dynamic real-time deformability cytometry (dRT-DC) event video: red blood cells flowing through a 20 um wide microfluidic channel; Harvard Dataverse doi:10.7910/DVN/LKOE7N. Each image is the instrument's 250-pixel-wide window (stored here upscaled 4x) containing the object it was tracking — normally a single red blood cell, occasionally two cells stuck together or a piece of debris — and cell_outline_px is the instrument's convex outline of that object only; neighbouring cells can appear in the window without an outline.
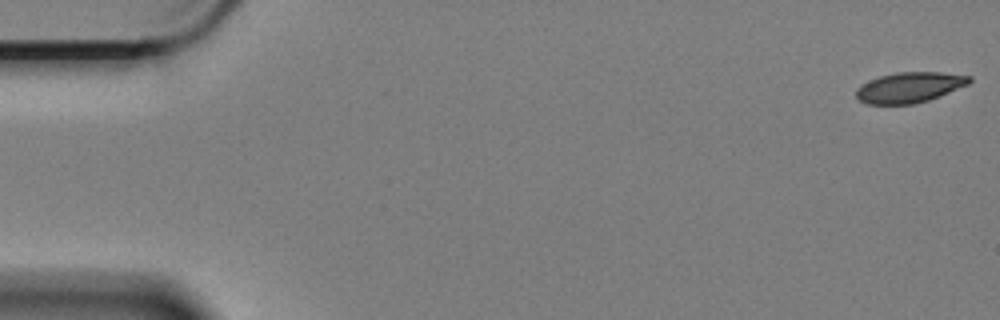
{"species": "Egyptian fruit bat (a non-hibernating species)", "species_latin": "Rousettus aegyptiacus", "temperature_condition": "cold", "stored_images_in_passage": 58, "camera_frame_rate_fps": 3000, "um_per_image_px": 0.085, "animal": {"sex": "female"}, "frame": {"image": 1, "passage_image": 1, "time_ms": 0.0, "image_size_px": [1000, 320], "cell_outline_px": [[972, 80], [968, 84], [928, 100], [912, 104], [868, 104], [860, 100], [856, 96], [856, 88], [860, 84], [880, 76], [896, 72], [940, 72], [972, 76]], "centroid_in_image_um": [77.28, 7.42], "position_along_channel_um": 7.7, "area_um2": 19.94}}
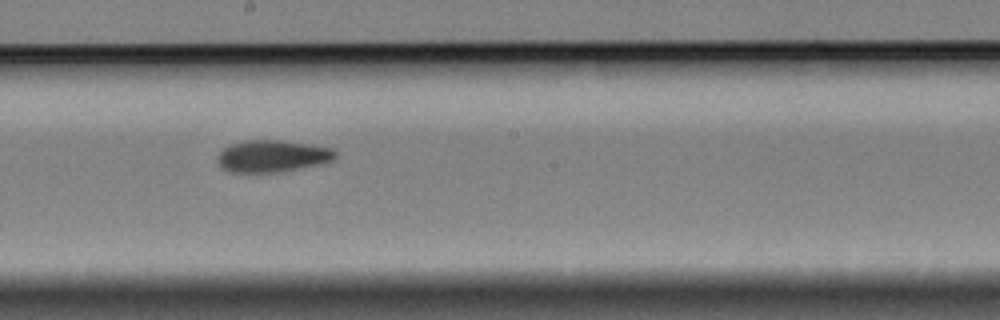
{"frame": {"image": 2, "passage_image": 33, "time_ms": 10.667, "image_size_px": [1000, 320], "cell_outline_px": [[336, 156], [332, 160], [284, 172], [228, 172], [220, 164], [220, 152], [224, 148], [232, 144], [244, 140], [280, 140], [308, 144], [332, 148], [336, 152]], "centroid_in_image_um": [23.17, 13.26], "position_along_channel_um": 225.0, "area_um2": 21.56}}
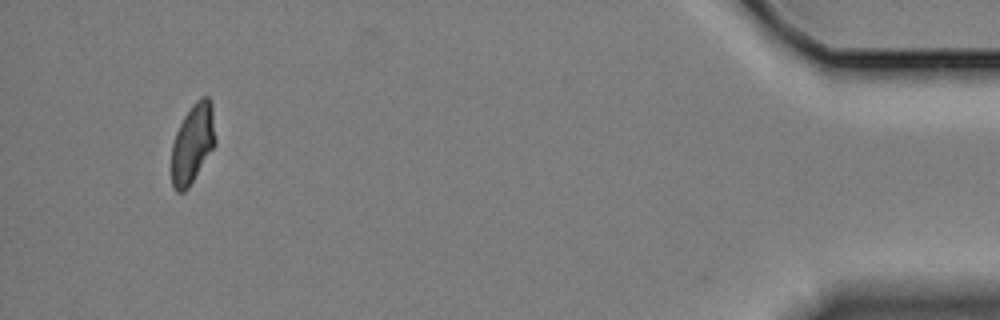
{"frame": {"image": 3, "passage_image": 57, "time_ms": 18.667, "image_size_px": [1000, 320], "cell_outline_px": [[216, 144], [188, 188], [184, 192], [176, 192], [172, 188], [172, 144], [176, 132], [184, 116], [192, 104], [200, 96], [208, 96], [212, 100], [216, 140]], "centroid_in_image_um": [16.39, 12.17], "position_along_channel_um": 418.8, "area_um2": 20.52}, "authors_computed_cell_mechanics": {"area_um2": 21.2415, "velocity_mm_per_s": 3.3186, "shape_relaxation_time_tau1_ms": 9.4261, "shape_relaxation_time_tau2_ms": 5.2631, "deformation_change_tau1": 0.18, "deformation_change_tau2": 0.0915}}